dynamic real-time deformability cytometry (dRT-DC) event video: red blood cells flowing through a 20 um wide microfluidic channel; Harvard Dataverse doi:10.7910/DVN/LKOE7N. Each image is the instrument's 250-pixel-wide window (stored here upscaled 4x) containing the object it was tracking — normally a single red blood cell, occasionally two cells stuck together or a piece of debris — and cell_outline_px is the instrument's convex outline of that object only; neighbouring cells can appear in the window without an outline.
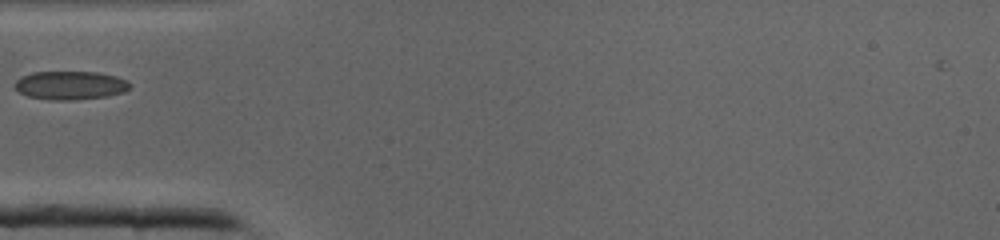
{"species": "common noctule bat (a hibernating species)", "species_latin": "Nyctalus noctula", "temperature_condition": "cold", "stored_images_in_passage": 4, "camera_frame_rate_fps": 3000, "um_per_image_px": 0.085, "animal": {"sex": "male", "body_mass_g": 19.0, "forearm_length_mm": 50.8}, "frame": {"image": 1, "passage_image": 1, "time_ms": 0.0, "image_size_px": [1000, 240], "cell_outline_px": [[132, 84], [124, 92], [108, 96], [72, 100], [52, 100], [28, 96], [20, 92], [16, 88], [16, 80], [20, 76], [32, 72], [100, 72], [116, 76], [128, 80]], "centroid_in_image_um": [6.01, 7.24], "position_along_channel_um": 79.0, "area_um2": 19.19}}